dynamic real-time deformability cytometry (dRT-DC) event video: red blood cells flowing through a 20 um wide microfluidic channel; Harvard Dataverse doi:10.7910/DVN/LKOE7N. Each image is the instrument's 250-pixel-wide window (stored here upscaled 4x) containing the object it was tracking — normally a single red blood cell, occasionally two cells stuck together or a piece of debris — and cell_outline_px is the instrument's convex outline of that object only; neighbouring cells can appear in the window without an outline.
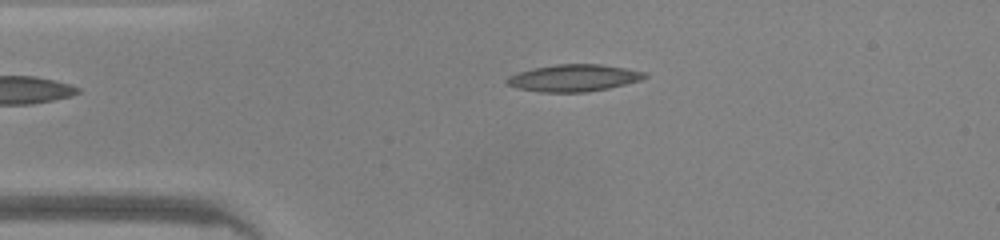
{"species": "common noctule bat (a hibernating species)", "species_latin": "Nyctalus noctula", "temperature_condition": "warm", "stored_images_in_passage": 33, "camera_frame_rate_fps": 3000, "um_per_image_px": 0.085, "animal": {"sex": "male", "body_mass_g": 20.0, "forearm_length_mm": 53.3}, "frame": {"image": 1, "passage_image": 1, "time_ms": 0.0, "image_size_px": [1000, 240], "cell_outline_px": [[648, 76], [640, 80], [608, 88], [588, 92], [540, 92], [516, 88], [504, 84], [504, 80], [508, 76], [532, 68], [556, 64], [600, 64], [624, 68], [644, 72]], "centroid_in_image_um": [48.69, 6.63], "position_along_channel_um": 36.3, "area_um2": 21.68}}
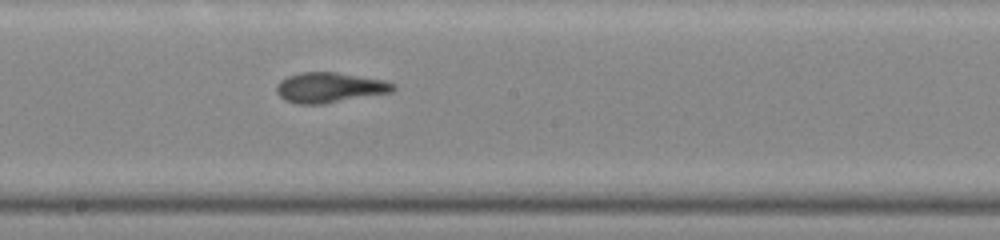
{"frame": {"image": 2, "passage_image": 16, "time_ms": 5.0, "image_size_px": [1000, 240], "cell_outline_px": [[396, 88], [392, 92], [324, 104], [296, 104], [284, 100], [276, 92], [276, 84], [280, 80], [288, 76], [300, 72], [336, 72], [384, 80], [396, 84]], "centroid_in_image_um": [28.0, 7.44], "position_along_channel_um": 220.2, "area_um2": 20.69}}
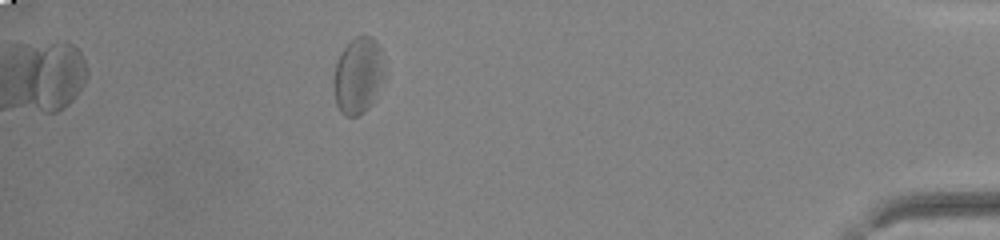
{"frame": {"image": 3, "passage_image": 33, "time_ms": 10.667, "image_size_px": [1000, 240], "cell_outline_px": [[388, 72], [372, 104], [360, 116], [344, 116], [340, 112], [336, 104], [332, 84], [332, 80], [336, 64], [344, 48], [356, 36], [372, 36], [376, 40], [380, 48]], "centroid_in_image_um": [30.48, 6.45], "position_along_channel_um": 404.7, "area_um2": 23.29}, "authors_computed_cell_mechanics": {"area_um2": 20.6924, "velocity_mm_per_s": 4.2255, "shape_relaxation_time_tau1_ms": 3.0437, "shape_relaxation_time_tau2_ms": 3.205, "deformation_change_tau1": 0.1086, "deformation_change_tau2": 0.1397}}